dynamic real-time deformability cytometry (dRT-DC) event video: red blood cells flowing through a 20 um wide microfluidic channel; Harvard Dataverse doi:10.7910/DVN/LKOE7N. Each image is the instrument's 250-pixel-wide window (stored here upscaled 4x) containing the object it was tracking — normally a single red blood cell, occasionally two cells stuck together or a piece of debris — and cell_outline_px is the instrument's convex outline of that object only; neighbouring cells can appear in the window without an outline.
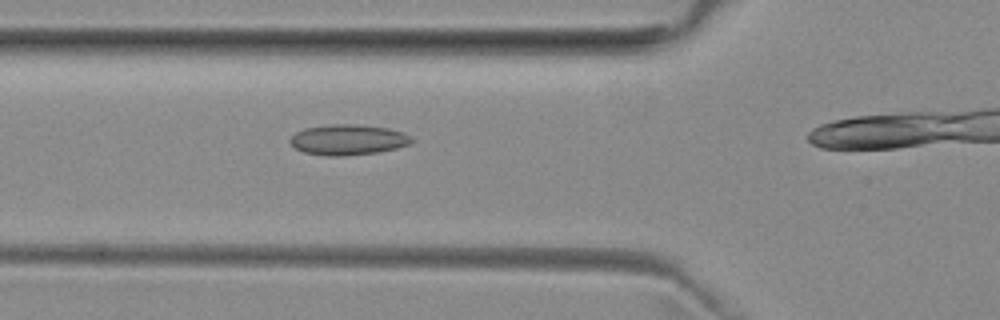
{"species": "common noctule bat (a hibernating species)", "species_latin": "Nyctalus noctula", "temperature_condition": "room temperature", "stored_images_in_passage": 16, "camera_frame_rate_fps": 3000, "um_per_image_px": 0.085, "animal": {"sex": "female", "body_mass_g": 29.2, "forearm_length_mm": 56.3}, "frame": {"image": 1, "passage_image": 12, "time_ms": 3.667, "image_size_px": [1000, 320], "cell_outline_px": [[412, 140], [408, 144], [396, 148], [376, 152], [344, 156], [324, 156], [304, 152], [296, 148], [288, 140], [296, 132], [304, 128], [332, 124], [356, 124], [388, 128], [404, 132], [412, 136]], "centroid_in_image_um": [29.57, 11.87], "position_along_channel_um": 96.2, "area_um2": 21.56}}